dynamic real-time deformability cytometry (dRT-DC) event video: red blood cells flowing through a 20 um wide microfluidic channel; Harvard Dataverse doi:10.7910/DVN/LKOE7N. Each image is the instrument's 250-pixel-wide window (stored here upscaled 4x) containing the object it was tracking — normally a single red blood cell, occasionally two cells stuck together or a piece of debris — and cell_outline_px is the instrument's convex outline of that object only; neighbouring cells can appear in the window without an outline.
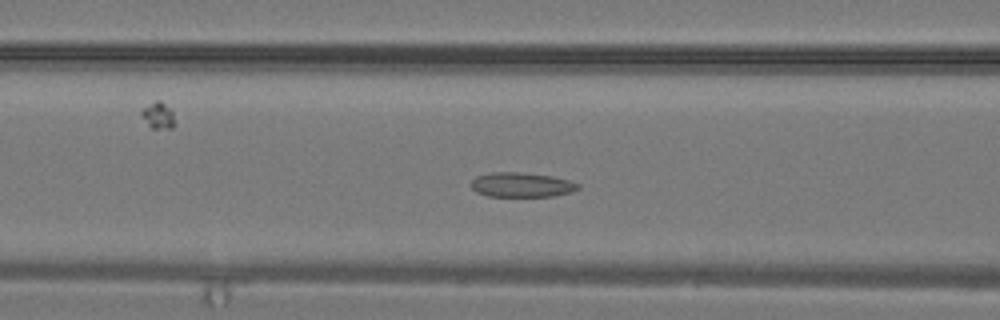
{"species": "common noctule bat (a hibernating species)", "species_latin": "Nyctalus noctula", "temperature_condition": "warm", "stored_images_in_passage": 30, "camera_frame_rate_fps": 3000, "um_per_image_px": 0.085, "animal": {"sex": "male", "body_mass_g": 19.2, "forearm_length_mm": 51.8}, "frame": {"image": 1, "passage_image": 10, "time_ms": 3.0, "image_size_px": [1000, 320], "cell_outline_px": [[580, 188], [572, 192], [552, 196], [488, 196], [476, 192], [468, 184], [476, 176], [492, 172], [520, 172], [552, 176], [568, 180], [580, 184]], "centroid_in_image_um": [44.31, 15.7], "position_along_channel_um": 122.3, "area_um2": 15.43}}
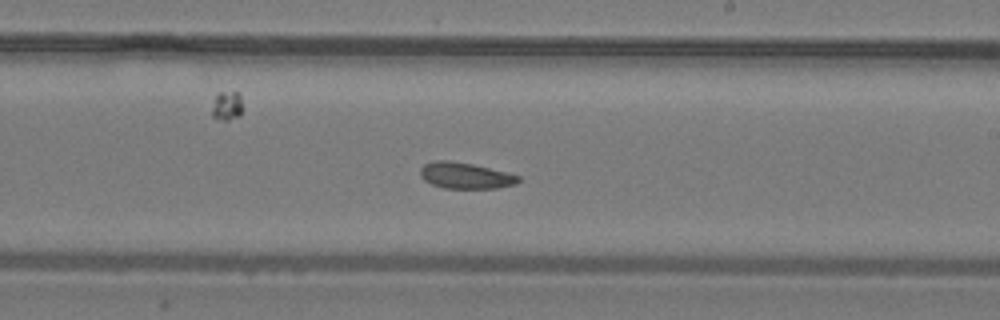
{"frame": {"image": 2, "passage_image": 16, "time_ms": 5.0, "image_size_px": [1000, 320], "cell_outline_px": [[520, 180], [516, 184], [496, 188], [444, 188], [432, 184], [424, 180], [420, 176], [420, 168], [424, 164], [436, 160], [448, 160], [472, 164], [520, 176]], "centroid_in_image_um": [39.52, 14.93], "position_along_channel_um": 249.5, "area_um2": 14.8}}
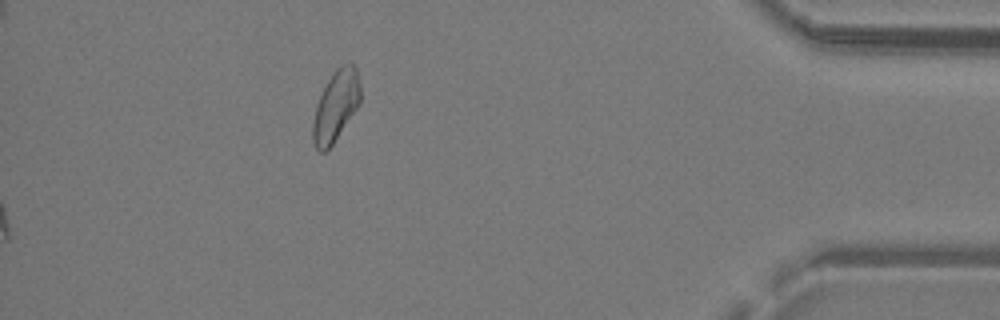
{"frame": {"image": 3, "passage_image": 30, "time_ms": 9.667, "image_size_px": [1000, 320], "cell_outline_px": [[360, 104], [332, 144], [324, 152], [320, 152], [316, 148], [312, 140], [312, 124], [316, 104], [328, 80], [336, 68], [344, 64], [352, 64], [356, 68], [360, 84]], "centroid_in_image_um": [28.53, 9.02], "position_along_channel_um": 406.7, "area_um2": 19.36}}